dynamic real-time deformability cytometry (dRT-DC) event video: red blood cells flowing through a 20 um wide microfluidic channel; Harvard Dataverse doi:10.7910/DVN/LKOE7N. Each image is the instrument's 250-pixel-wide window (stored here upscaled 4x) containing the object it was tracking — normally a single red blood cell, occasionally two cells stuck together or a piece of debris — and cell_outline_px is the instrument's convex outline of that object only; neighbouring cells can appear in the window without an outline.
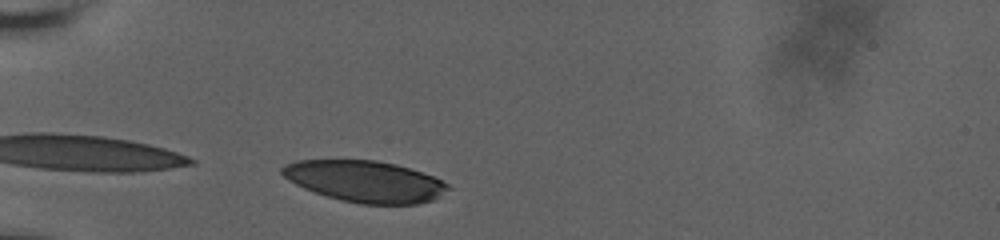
{"species": "human", "species_latin": "Homo sapiens", "temperature_condition": "room temperature", "stored_images_in_passage": 3, "camera_frame_rate_fps": 3000, "um_per_image_px": 0.085, "donor": {"sex": "male"}, "frame": {"image": 1, "passage_image": 1, "time_ms": 0.0, "image_size_px": [1000, 240], "cell_outline_px": [[452, 188], [432, 200], [416, 204], [360, 204], [328, 196], [304, 188], [288, 180], [280, 172], [280, 168], [284, 164], [296, 160], [376, 160], [396, 164], [432, 176], [448, 184]], "centroid_in_image_um": [31.01, 15.41], "position_along_channel_um": 54.0, "area_um2": 39.77}}